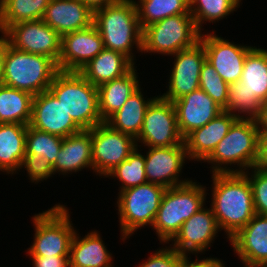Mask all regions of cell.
<instances>
[{
    "label": "cell",
    "instance_id": "1",
    "mask_svg": "<svg viewBox=\"0 0 267 267\" xmlns=\"http://www.w3.org/2000/svg\"><path fill=\"white\" fill-rule=\"evenodd\" d=\"M212 180L210 208L230 239L256 214L252 188L243 173L212 174Z\"/></svg>",
    "mask_w": 267,
    "mask_h": 267
},
{
    "label": "cell",
    "instance_id": "2",
    "mask_svg": "<svg viewBox=\"0 0 267 267\" xmlns=\"http://www.w3.org/2000/svg\"><path fill=\"white\" fill-rule=\"evenodd\" d=\"M93 24L103 39L104 48L120 52L134 64L133 46L142 53V34L134 0H119L93 12Z\"/></svg>",
    "mask_w": 267,
    "mask_h": 267
},
{
    "label": "cell",
    "instance_id": "3",
    "mask_svg": "<svg viewBox=\"0 0 267 267\" xmlns=\"http://www.w3.org/2000/svg\"><path fill=\"white\" fill-rule=\"evenodd\" d=\"M258 144L259 130L256 119L238 118L204 162L212 164V174L244 173L256 166ZM232 164H237L239 169L234 170Z\"/></svg>",
    "mask_w": 267,
    "mask_h": 267
},
{
    "label": "cell",
    "instance_id": "4",
    "mask_svg": "<svg viewBox=\"0 0 267 267\" xmlns=\"http://www.w3.org/2000/svg\"><path fill=\"white\" fill-rule=\"evenodd\" d=\"M49 90L82 130L104 123L99 113L98 88L79 72L59 70Z\"/></svg>",
    "mask_w": 267,
    "mask_h": 267
},
{
    "label": "cell",
    "instance_id": "5",
    "mask_svg": "<svg viewBox=\"0 0 267 267\" xmlns=\"http://www.w3.org/2000/svg\"><path fill=\"white\" fill-rule=\"evenodd\" d=\"M58 71L51 58L18 50L7 43L2 84L36 96L49 89Z\"/></svg>",
    "mask_w": 267,
    "mask_h": 267
},
{
    "label": "cell",
    "instance_id": "6",
    "mask_svg": "<svg viewBox=\"0 0 267 267\" xmlns=\"http://www.w3.org/2000/svg\"><path fill=\"white\" fill-rule=\"evenodd\" d=\"M196 183L166 188L152 226L160 242L169 244L182 224L205 205L206 189Z\"/></svg>",
    "mask_w": 267,
    "mask_h": 267
},
{
    "label": "cell",
    "instance_id": "7",
    "mask_svg": "<svg viewBox=\"0 0 267 267\" xmlns=\"http://www.w3.org/2000/svg\"><path fill=\"white\" fill-rule=\"evenodd\" d=\"M65 207L55 204L32 217L35 233L34 242L27 251L29 256H69L76 230Z\"/></svg>",
    "mask_w": 267,
    "mask_h": 267
},
{
    "label": "cell",
    "instance_id": "8",
    "mask_svg": "<svg viewBox=\"0 0 267 267\" xmlns=\"http://www.w3.org/2000/svg\"><path fill=\"white\" fill-rule=\"evenodd\" d=\"M200 35L191 14L170 16L143 29L142 52L171 56L193 47Z\"/></svg>",
    "mask_w": 267,
    "mask_h": 267
},
{
    "label": "cell",
    "instance_id": "9",
    "mask_svg": "<svg viewBox=\"0 0 267 267\" xmlns=\"http://www.w3.org/2000/svg\"><path fill=\"white\" fill-rule=\"evenodd\" d=\"M165 190L162 185L147 182L119 191L117 206L123 241L137 229L153 226Z\"/></svg>",
    "mask_w": 267,
    "mask_h": 267
},
{
    "label": "cell",
    "instance_id": "10",
    "mask_svg": "<svg viewBox=\"0 0 267 267\" xmlns=\"http://www.w3.org/2000/svg\"><path fill=\"white\" fill-rule=\"evenodd\" d=\"M136 142L149 147H168L184 142L173 102L157 96L148 106Z\"/></svg>",
    "mask_w": 267,
    "mask_h": 267
},
{
    "label": "cell",
    "instance_id": "11",
    "mask_svg": "<svg viewBox=\"0 0 267 267\" xmlns=\"http://www.w3.org/2000/svg\"><path fill=\"white\" fill-rule=\"evenodd\" d=\"M91 141L93 171L105 177L138 146L135 138L112 129L105 122L91 129Z\"/></svg>",
    "mask_w": 267,
    "mask_h": 267
},
{
    "label": "cell",
    "instance_id": "12",
    "mask_svg": "<svg viewBox=\"0 0 267 267\" xmlns=\"http://www.w3.org/2000/svg\"><path fill=\"white\" fill-rule=\"evenodd\" d=\"M8 43L14 48L51 58L56 64L61 55L60 36L42 19L12 24L5 32Z\"/></svg>",
    "mask_w": 267,
    "mask_h": 267
},
{
    "label": "cell",
    "instance_id": "13",
    "mask_svg": "<svg viewBox=\"0 0 267 267\" xmlns=\"http://www.w3.org/2000/svg\"><path fill=\"white\" fill-rule=\"evenodd\" d=\"M171 56H174V66L170 71L168 90L161 97L173 102L200 88L201 67L206 55L199 41L193 47Z\"/></svg>",
    "mask_w": 267,
    "mask_h": 267
},
{
    "label": "cell",
    "instance_id": "14",
    "mask_svg": "<svg viewBox=\"0 0 267 267\" xmlns=\"http://www.w3.org/2000/svg\"><path fill=\"white\" fill-rule=\"evenodd\" d=\"M206 60L228 84L239 81L243 72L245 57L253 46H242L218 37L214 32L200 35Z\"/></svg>",
    "mask_w": 267,
    "mask_h": 267
},
{
    "label": "cell",
    "instance_id": "15",
    "mask_svg": "<svg viewBox=\"0 0 267 267\" xmlns=\"http://www.w3.org/2000/svg\"><path fill=\"white\" fill-rule=\"evenodd\" d=\"M144 159L146 179L150 183L170 188L191 181L179 180V173L186 159L189 160L184 142L168 147H149Z\"/></svg>",
    "mask_w": 267,
    "mask_h": 267
},
{
    "label": "cell",
    "instance_id": "16",
    "mask_svg": "<svg viewBox=\"0 0 267 267\" xmlns=\"http://www.w3.org/2000/svg\"><path fill=\"white\" fill-rule=\"evenodd\" d=\"M221 231L212 208H201L198 212L186 220L179 232L171 240L172 248L180 254L203 253L211 247L212 241Z\"/></svg>",
    "mask_w": 267,
    "mask_h": 267
},
{
    "label": "cell",
    "instance_id": "17",
    "mask_svg": "<svg viewBox=\"0 0 267 267\" xmlns=\"http://www.w3.org/2000/svg\"><path fill=\"white\" fill-rule=\"evenodd\" d=\"M104 49L103 39L94 24L64 34L57 66L61 71L79 72Z\"/></svg>",
    "mask_w": 267,
    "mask_h": 267
},
{
    "label": "cell",
    "instance_id": "18",
    "mask_svg": "<svg viewBox=\"0 0 267 267\" xmlns=\"http://www.w3.org/2000/svg\"><path fill=\"white\" fill-rule=\"evenodd\" d=\"M29 125L62 138L82 130L49 89L34 96Z\"/></svg>",
    "mask_w": 267,
    "mask_h": 267
},
{
    "label": "cell",
    "instance_id": "19",
    "mask_svg": "<svg viewBox=\"0 0 267 267\" xmlns=\"http://www.w3.org/2000/svg\"><path fill=\"white\" fill-rule=\"evenodd\" d=\"M229 240L245 267L267 266V215L255 214Z\"/></svg>",
    "mask_w": 267,
    "mask_h": 267
},
{
    "label": "cell",
    "instance_id": "20",
    "mask_svg": "<svg viewBox=\"0 0 267 267\" xmlns=\"http://www.w3.org/2000/svg\"><path fill=\"white\" fill-rule=\"evenodd\" d=\"M173 104L177 114L178 129L183 138L224 111L200 88L173 101Z\"/></svg>",
    "mask_w": 267,
    "mask_h": 267
},
{
    "label": "cell",
    "instance_id": "21",
    "mask_svg": "<svg viewBox=\"0 0 267 267\" xmlns=\"http://www.w3.org/2000/svg\"><path fill=\"white\" fill-rule=\"evenodd\" d=\"M42 20L63 36L92 25L93 12L81 0H50Z\"/></svg>",
    "mask_w": 267,
    "mask_h": 267
},
{
    "label": "cell",
    "instance_id": "22",
    "mask_svg": "<svg viewBox=\"0 0 267 267\" xmlns=\"http://www.w3.org/2000/svg\"><path fill=\"white\" fill-rule=\"evenodd\" d=\"M238 117L223 111L206 125L193 130L184 138L189 160L204 161L226 136Z\"/></svg>",
    "mask_w": 267,
    "mask_h": 267
},
{
    "label": "cell",
    "instance_id": "23",
    "mask_svg": "<svg viewBox=\"0 0 267 267\" xmlns=\"http://www.w3.org/2000/svg\"><path fill=\"white\" fill-rule=\"evenodd\" d=\"M85 168L93 170L91 129L81 130L78 133L63 138L56 162L53 166L55 173H73Z\"/></svg>",
    "mask_w": 267,
    "mask_h": 267
},
{
    "label": "cell",
    "instance_id": "24",
    "mask_svg": "<svg viewBox=\"0 0 267 267\" xmlns=\"http://www.w3.org/2000/svg\"><path fill=\"white\" fill-rule=\"evenodd\" d=\"M135 64L124 54L104 48L79 73L92 85L99 87L127 74Z\"/></svg>",
    "mask_w": 267,
    "mask_h": 267
},
{
    "label": "cell",
    "instance_id": "25",
    "mask_svg": "<svg viewBox=\"0 0 267 267\" xmlns=\"http://www.w3.org/2000/svg\"><path fill=\"white\" fill-rule=\"evenodd\" d=\"M80 237L76 231L70 247L69 267H113V256L96 230Z\"/></svg>",
    "mask_w": 267,
    "mask_h": 267
},
{
    "label": "cell",
    "instance_id": "26",
    "mask_svg": "<svg viewBox=\"0 0 267 267\" xmlns=\"http://www.w3.org/2000/svg\"><path fill=\"white\" fill-rule=\"evenodd\" d=\"M135 71L137 70L134 66L124 76L97 87L99 113L103 122L119 111L128 98L141 87Z\"/></svg>",
    "mask_w": 267,
    "mask_h": 267
},
{
    "label": "cell",
    "instance_id": "27",
    "mask_svg": "<svg viewBox=\"0 0 267 267\" xmlns=\"http://www.w3.org/2000/svg\"><path fill=\"white\" fill-rule=\"evenodd\" d=\"M27 126L0 123V171L8 174L20 171L26 153Z\"/></svg>",
    "mask_w": 267,
    "mask_h": 267
},
{
    "label": "cell",
    "instance_id": "28",
    "mask_svg": "<svg viewBox=\"0 0 267 267\" xmlns=\"http://www.w3.org/2000/svg\"><path fill=\"white\" fill-rule=\"evenodd\" d=\"M144 99L141 89L133 93L122 108L114 113L105 123L112 129L137 138L142 129L146 110L155 99Z\"/></svg>",
    "mask_w": 267,
    "mask_h": 267
},
{
    "label": "cell",
    "instance_id": "29",
    "mask_svg": "<svg viewBox=\"0 0 267 267\" xmlns=\"http://www.w3.org/2000/svg\"><path fill=\"white\" fill-rule=\"evenodd\" d=\"M239 81L258 101L267 102V49L254 46L248 52Z\"/></svg>",
    "mask_w": 267,
    "mask_h": 267
},
{
    "label": "cell",
    "instance_id": "30",
    "mask_svg": "<svg viewBox=\"0 0 267 267\" xmlns=\"http://www.w3.org/2000/svg\"><path fill=\"white\" fill-rule=\"evenodd\" d=\"M34 96L28 92L0 84V123L29 125Z\"/></svg>",
    "mask_w": 267,
    "mask_h": 267
},
{
    "label": "cell",
    "instance_id": "31",
    "mask_svg": "<svg viewBox=\"0 0 267 267\" xmlns=\"http://www.w3.org/2000/svg\"><path fill=\"white\" fill-rule=\"evenodd\" d=\"M50 0H0V32L12 24L41 20Z\"/></svg>",
    "mask_w": 267,
    "mask_h": 267
},
{
    "label": "cell",
    "instance_id": "32",
    "mask_svg": "<svg viewBox=\"0 0 267 267\" xmlns=\"http://www.w3.org/2000/svg\"><path fill=\"white\" fill-rule=\"evenodd\" d=\"M141 28L178 14H191L189 0H139L136 2Z\"/></svg>",
    "mask_w": 267,
    "mask_h": 267
},
{
    "label": "cell",
    "instance_id": "33",
    "mask_svg": "<svg viewBox=\"0 0 267 267\" xmlns=\"http://www.w3.org/2000/svg\"><path fill=\"white\" fill-rule=\"evenodd\" d=\"M241 0H189L190 13L197 29L202 33L205 21L216 22L236 11Z\"/></svg>",
    "mask_w": 267,
    "mask_h": 267
},
{
    "label": "cell",
    "instance_id": "34",
    "mask_svg": "<svg viewBox=\"0 0 267 267\" xmlns=\"http://www.w3.org/2000/svg\"><path fill=\"white\" fill-rule=\"evenodd\" d=\"M140 146L142 145L137 146L125 161H122L106 175V177H116L121 182L120 191L148 182L145 174L144 155L138 151Z\"/></svg>",
    "mask_w": 267,
    "mask_h": 267
},
{
    "label": "cell",
    "instance_id": "35",
    "mask_svg": "<svg viewBox=\"0 0 267 267\" xmlns=\"http://www.w3.org/2000/svg\"><path fill=\"white\" fill-rule=\"evenodd\" d=\"M261 106L262 103L250 94L242 82L229 84L226 112L238 118L256 119L261 112Z\"/></svg>",
    "mask_w": 267,
    "mask_h": 267
},
{
    "label": "cell",
    "instance_id": "36",
    "mask_svg": "<svg viewBox=\"0 0 267 267\" xmlns=\"http://www.w3.org/2000/svg\"><path fill=\"white\" fill-rule=\"evenodd\" d=\"M62 141L63 138L60 136L40 131L28 125L25 154L40 155L54 166Z\"/></svg>",
    "mask_w": 267,
    "mask_h": 267
},
{
    "label": "cell",
    "instance_id": "37",
    "mask_svg": "<svg viewBox=\"0 0 267 267\" xmlns=\"http://www.w3.org/2000/svg\"><path fill=\"white\" fill-rule=\"evenodd\" d=\"M200 89L208 94L224 111L226 110L229 84L219 76L207 60L201 67Z\"/></svg>",
    "mask_w": 267,
    "mask_h": 267
},
{
    "label": "cell",
    "instance_id": "38",
    "mask_svg": "<svg viewBox=\"0 0 267 267\" xmlns=\"http://www.w3.org/2000/svg\"><path fill=\"white\" fill-rule=\"evenodd\" d=\"M251 169L252 174L248 170L243 174L248 178L252 188L255 213L267 215V170L257 166Z\"/></svg>",
    "mask_w": 267,
    "mask_h": 267
},
{
    "label": "cell",
    "instance_id": "39",
    "mask_svg": "<svg viewBox=\"0 0 267 267\" xmlns=\"http://www.w3.org/2000/svg\"><path fill=\"white\" fill-rule=\"evenodd\" d=\"M22 168H26L29 179L36 184L40 181L47 180L54 174L51 163L37 154H25L22 162Z\"/></svg>",
    "mask_w": 267,
    "mask_h": 267
},
{
    "label": "cell",
    "instance_id": "40",
    "mask_svg": "<svg viewBox=\"0 0 267 267\" xmlns=\"http://www.w3.org/2000/svg\"><path fill=\"white\" fill-rule=\"evenodd\" d=\"M183 254H180L171 245L167 248L157 249L148 259L141 263L139 267H177Z\"/></svg>",
    "mask_w": 267,
    "mask_h": 267
},
{
    "label": "cell",
    "instance_id": "41",
    "mask_svg": "<svg viewBox=\"0 0 267 267\" xmlns=\"http://www.w3.org/2000/svg\"><path fill=\"white\" fill-rule=\"evenodd\" d=\"M33 267H69V256H30Z\"/></svg>",
    "mask_w": 267,
    "mask_h": 267
},
{
    "label": "cell",
    "instance_id": "42",
    "mask_svg": "<svg viewBox=\"0 0 267 267\" xmlns=\"http://www.w3.org/2000/svg\"><path fill=\"white\" fill-rule=\"evenodd\" d=\"M189 255H183L178 264L177 267H225L223 260L217 259V258H204L202 260H198V258L191 262L190 257L188 258Z\"/></svg>",
    "mask_w": 267,
    "mask_h": 267
},
{
    "label": "cell",
    "instance_id": "43",
    "mask_svg": "<svg viewBox=\"0 0 267 267\" xmlns=\"http://www.w3.org/2000/svg\"><path fill=\"white\" fill-rule=\"evenodd\" d=\"M256 166L267 170V132H259L258 157Z\"/></svg>",
    "mask_w": 267,
    "mask_h": 267
},
{
    "label": "cell",
    "instance_id": "44",
    "mask_svg": "<svg viewBox=\"0 0 267 267\" xmlns=\"http://www.w3.org/2000/svg\"><path fill=\"white\" fill-rule=\"evenodd\" d=\"M92 12L102 7L118 2L119 0H81Z\"/></svg>",
    "mask_w": 267,
    "mask_h": 267
},
{
    "label": "cell",
    "instance_id": "45",
    "mask_svg": "<svg viewBox=\"0 0 267 267\" xmlns=\"http://www.w3.org/2000/svg\"><path fill=\"white\" fill-rule=\"evenodd\" d=\"M259 132H267V102L262 104L261 112L256 118Z\"/></svg>",
    "mask_w": 267,
    "mask_h": 267
},
{
    "label": "cell",
    "instance_id": "46",
    "mask_svg": "<svg viewBox=\"0 0 267 267\" xmlns=\"http://www.w3.org/2000/svg\"><path fill=\"white\" fill-rule=\"evenodd\" d=\"M1 34L2 36H0V84L2 83L4 53L6 51V46L8 43L6 34L4 32H1Z\"/></svg>",
    "mask_w": 267,
    "mask_h": 267
}]
</instances>
